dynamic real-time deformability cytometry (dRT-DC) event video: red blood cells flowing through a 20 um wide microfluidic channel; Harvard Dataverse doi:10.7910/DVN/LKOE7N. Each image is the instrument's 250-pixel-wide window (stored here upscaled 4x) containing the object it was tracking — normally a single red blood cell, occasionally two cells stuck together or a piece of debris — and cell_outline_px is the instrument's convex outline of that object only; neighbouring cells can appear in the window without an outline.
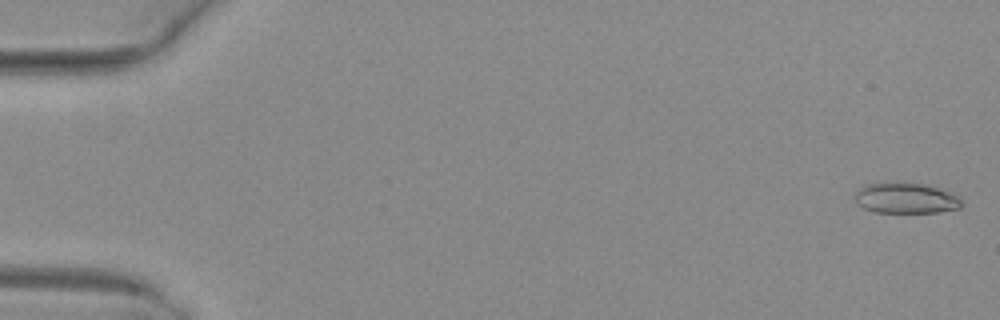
{"species": "common noctule bat (a hibernating species)", "species_latin": "Nyctalus noctula", "temperature_condition": "warm", "stored_images_in_passage": 53, "camera_frame_rate_fps": 3000, "um_per_image_px": 0.085, "animal": {"sex": "female", "body_mass_g": 29.2, "forearm_length_mm": 56.3}, "frame": {"image": 1, "passage_image": 2, "time_ms": 0.333, "image_size_px": [1000, 320], "cell_outline_px": [[964, 204], [960, 208], [936, 212], [872, 212], [856, 204], [856, 192], [864, 184], [880, 180], [904, 180], [924, 184], [952, 192], [960, 196], [964, 200]], "centroid_in_image_um": [76.99, 16.78], "position_along_channel_um": 8.0, "area_um2": 20.06}}
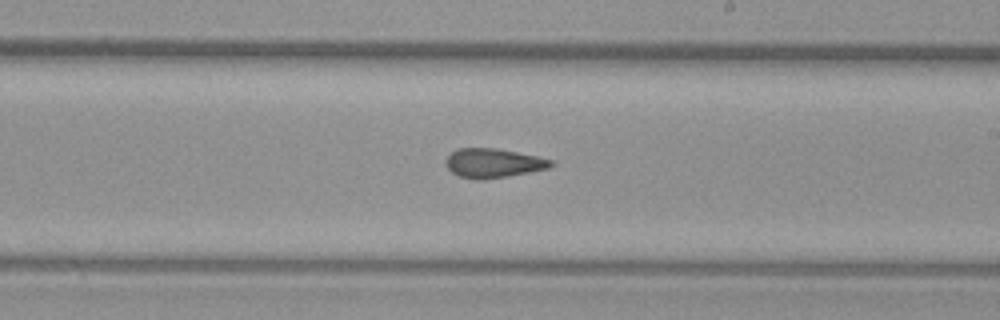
{"frame": {"image": 2, "passage_image": 32, "time_ms": 10.333, "image_size_px": [1000, 320], "cell_outline_px": [[556, 164], [548, 168], [508, 176], [480, 180], [472, 180], [460, 176], [452, 172], [448, 168], [444, 160], [456, 148], [496, 148], [536, 156], [552, 160]], "centroid_in_image_um": [41.9, 13.86], "position_along_channel_um": 247.1, "area_um2": 17.86}}
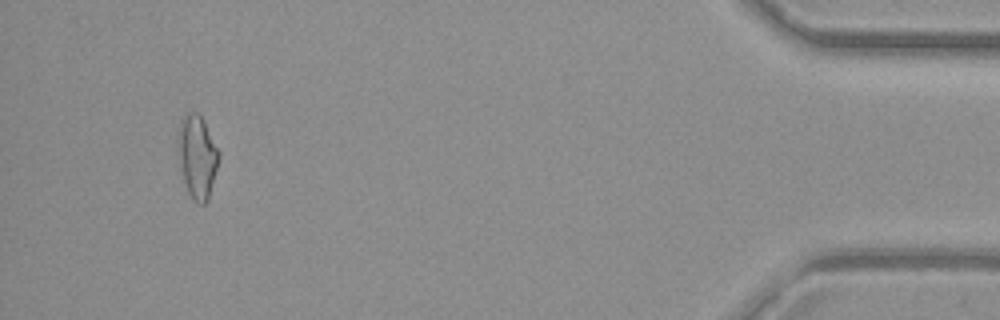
{"frame": {"image": 3, "passage_image": 50, "time_ms": 16.333, "image_size_px": [1000, 320], "cell_outline_px": [[220, 156], [208, 200], [204, 204], [196, 204], [192, 200], [188, 192], [176, 156], [176, 140], [180, 120], [184, 112], [196, 112], [204, 120], [220, 152]], "centroid_in_image_um": [16.72, 13.28], "position_along_channel_um": 418.5, "area_um2": 20.4}, "authors_computed_cell_mechanics": {"area_um2": 18.5538, "velocity_mm_per_s": 4.0635, "shape_relaxation_time_tau1_ms": null, "shape_relaxation_time_tau2_ms": 1.8478, "deformation_change_tau1": null, "deformation_change_tau2": 0.0922}}